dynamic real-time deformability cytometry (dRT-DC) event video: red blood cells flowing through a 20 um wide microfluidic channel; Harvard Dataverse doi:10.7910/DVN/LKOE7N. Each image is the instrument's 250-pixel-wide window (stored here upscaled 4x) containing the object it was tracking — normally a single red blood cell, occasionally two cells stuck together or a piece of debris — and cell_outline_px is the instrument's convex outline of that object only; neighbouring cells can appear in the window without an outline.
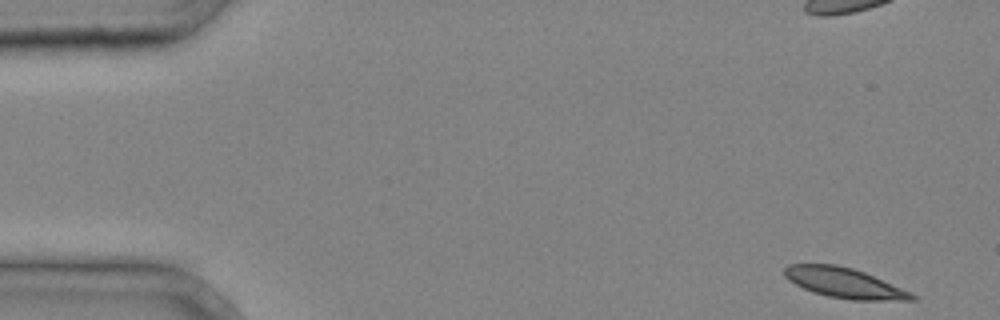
{"species": "common noctule bat (a hibernating species)", "species_latin": "Nyctalus noctula", "temperature_condition": "cold", "stored_images_in_passage": 3, "camera_frame_rate_fps": 3000, "um_per_image_px": 0.085, "animal": {"sex": "male", "body_mass_g": 20.4}, "frame": {"image": 1, "passage_image": 1, "time_ms": 0.0, "image_size_px": [1000, 320], "cell_outline_px": [[916, 300], [852, 300], [828, 296], [812, 292], [788, 280], [784, 276], [784, 268], [788, 264], [836, 264], [852, 268], [864, 272], [912, 292], [916, 296]], "centroid_in_image_um": [71.76, 24.04], "position_along_channel_um": 13.2, "area_um2": 22.31}}